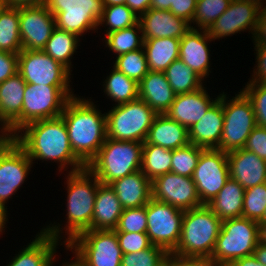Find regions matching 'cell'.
<instances>
[{
    "label": "cell",
    "mask_w": 266,
    "mask_h": 266,
    "mask_svg": "<svg viewBox=\"0 0 266 266\" xmlns=\"http://www.w3.org/2000/svg\"><path fill=\"white\" fill-rule=\"evenodd\" d=\"M223 114L224 126L217 149L229 153L244 148L257 125L251 100L241 89L232 99L223 92Z\"/></svg>",
    "instance_id": "9"
},
{
    "label": "cell",
    "mask_w": 266,
    "mask_h": 266,
    "mask_svg": "<svg viewBox=\"0 0 266 266\" xmlns=\"http://www.w3.org/2000/svg\"><path fill=\"white\" fill-rule=\"evenodd\" d=\"M144 39H181L190 29V24L173 15L169 10L150 8L139 17Z\"/></svg>",
    "instance_id": "23"
},
{
    "label": "cell",
    "mask_w": 266,
    "mask_h": 266,
    "mask_svg": "<svg viewBox=\"0 0 266 266\" xmlns=\"http://www.w3.org/2000/svg\"><path fill=\"white\" fill-rule=\"evenodd\" d=\"M103 6H113L125 4V0H102Z\"/></svg>",
    "instance_id": "61"
},
{
    "label": "cell",
    "mask_w": 266,
    "mask_h": 266,
    "mask_svg": "<svg viewBox=\"0 0 266 266\" xmlns=\"http://www.w3.org/2000/svg\"><path fill=\"white\" fill-rule=\"evenodd\" d=\"M0 136H14L0 121Z\"/></svg>",
    "instance_id": "62"
},
{
    "label": "cell",
    "mask_w": 266,
    "mask_h": 266,
    "mask_svg": "<svg viewBox=\"0 0 266 266\" xmlns=\"http://www.w3.org/2000/svg\"><path fill=\"white\" fill-rule=\"evenodd\" d=\"M220 98H210L206 87L185 94H177L169 110L165 113L170 119L180 123L188 130L204 115L208 109Z\"/></svg>",
    "instance_id": "19"
},
{
    "label": "cell",
    "mask_w": 266,
    "mask_h": 266,
    "mask_svg": "<svg viewBox=\"0 0 266 266\" xmlns=\"http://www.w3.org/2000/svg\"><path fill=\"white\" fill-rule=\"evenodd\" d=\"M244 149L252 151L266 161V127L256 125L248 136Z\"/></svg>",
    "instance_id": "47"
},
{
    "label": "cell",
    "mask_w": 266,
    "mask_h": 266,
    "mask_svg": "<svg viewBox=\"0 0 266 266\" xmlns=\"http://www.w3.org/2000/svg\"><path fill=\"white\" fill-rule=\"evenodd\" d=\"M0 50L14 54L22 51L19 8L7 7L0 14Z\"/></svg>",
    "instance_id": "36"
},
{
    "label": "cell",
    "mask_w": 266,
    "mask_h": 266,
    "mask_svg": "<svg viewBox=\"0 0 266 266\" xmlns=\"http://www.w3.org/2000/svg\"><path fill=\"white\" fill-rule=\"evenodd\" d=\"M106 114L107 138L145 142L157 113L142 99L114 105Z\"/></svg>",
    "instance_id": "7"
},
{
    "label": "cell",
    "mask_w": 266,
    "mask_h": 266,
    "mask_svg": "<svg viewBox=\"0 0 266 266\" xmlns=\"http://www.w3.org/2000/svg\"><path fill=\"white\" fill-rule=\"evenodd\" d=\"M115 59L113 67L138 83L149 71L143 48L116 56Z\"/></svg>",
    "instance_id": "40"
},
{
    "label": "cell",
    "mask_w": 266,
    "mask_h": 266,
    "mask_svg": "<svg viewBox=\"0 0 266 266\" xmlns=\"http://www.w3.org/2000/svg\"><path fill=\"white\" fill-rule=\"evenodd\" d=\"M123 209L145 206L152 198L151 181L141 170L111 182Z\"/></svg>",
    "instance_id": "25"
},
{
    "label": "cell",
    "mask_w": 266,
    "mask_h": 266,
    "mask_svg": "<svg viewBox=\"0 0 266 266\" xmlns=\"http://www.w3.org/2000/svg\"><path fill=\"white\" fill-rule=\"evenodd\" d=\"M6 221L8 222L7 216H5L2 211L0 210V235L3 233L5 230L4 228L6 227Z\"/></svg>",
    "instance_id": "60"
},
{
    "label": "cell",
    "mask_w": 266,
    "mask_h": 266,
    "mask_svg": "<svg viewBox=\"0 0 266 266\" xmlns=\"http://www.w3.org/2000/svg\"><path fill=\"white\" fill-rule=\"evenodd\" d=\"M258 243V222L243 217L223 220L210 260L216 266H229L253 255Z\"/></svg>",
    "instance_id": "6"
},
{
    "label": "cell",
    "mask_w": 266,
    "mask_h": 266,
    "mask_svg": "<svg viewBox=\"0 0 266 266\" xmlns=\"http://www.w3.org/2000/svg\"><path fill=\"white\" fill-rule=\"evenodd\" d=\"M146 142L175 150L190 143L189 131L166 114H157L149 128Z\"/></svg>",
    "instance_id": "28"
},
{
    "label": "cell",
    "mask_w": 266,
    "mask_h": 266,
    "mask_svg": "<svg viewBox=\"0 0 266 266\" xmlns=\"http://www.w3.org/2000/svg\"><path fill=\"white\" fill-rule=\"evenodd\" d=\"M26 82L17 72L0 83V121L15 135L21 129V112Z\"/></svg>",
    "instance_id": "20"
},
{
    "label": "cell",
    "mask_w": 266,
    "mask_h": 266,
    "mask_svg": "<svg viewBox=\"0 0 266 266\" xmlns=\"http://www.w3.org/2000/svg\"><path fill=\"white\" fill-rule=\"evenodd\" d=\"M173 0H151V8L158 10H169Z\"/></svg>",
    "instance_id": "57"
},
{
    "label": "cell",
    "mask_w": 266,
    "mask_h": 266,
    "mask_svg": "<svg viewBox=\"0 0 266 266\" xmlns=\"http://www.w3.org/2000/svg\"><path fill=\"white\" fill-rule=\"evenodd\" d=\"M213 39L206 30L191 28L180 39L179 59L203 79L209 76L210 71V49L208 42Z\"/></svg>",
    "instance_id": "21"
},
{
    "label": "cell",
    "mask_w": 266,
    "mask_h": 266,
    "mask_svg": "<svg viewBox=\"0 0 266 266\" xmlns=\"http://www.w3.org/2000/svg\"><path fill=\"white\" fill-rule=\"evenodd\" d=\"M253 255L259 262L266 266V245L258 243Z\"/></svg>",
    "instance_id": "56"
},
{
    "label": "cell",
    "mask_w": 266,
    "mask_h": 266,
    "mask_svg": "<svg viewBox=\"0 0 266 266\" xmlns=\"http://www.w3.org/2000/svg\"><path fill=\"white\" fill-rule=\"evenodd\" d=\"M172 150L164 147L143 143L141 171L150 180L171 172Z\"/></svg>",
    "instance_id": "34"
},
{
    "label": "cell",
    "mask_w": 266,
    "mask_h": 266,
    "mask_svg": "<svg viewBox=\"0 0 266 266\" xmlns=\"http://www.w3.org/2000/svg\"><path fill=\"white\" fill-rule=\"evenodd\" d=\"M79 42L80 37L76 34L55 27L43 51L71 72V59L80 46Z\"/></svg>",
    "instance_id": "32"
},
{
    "label": "cell",
    "mask_w": 266,
    "mask_h": 266,
    "mask_svg": "<svg viewBox=\"0 0 266 266\" xmlns=\"http://www.w3.org/2000/svg\"><path fill=\"white\" fill-rule=\"evenodd\" d=\"M138 22L139 17L126 4L104 6L102 16L99 18L97 29L104 26V31L107 35L116 30L131 27Z\"/></svg>",
    "instance_id": "38"
},
{
    "label": "cell",
    "mask_w": 266,
    "mask_h": 266,
    "mask_svg": "<svg viewBox=\"0 0 266 266\" xmlns=\"http://www.w3.org/2000/svg\"><path fill=\"white\" fill-rule=\"evenodd\" d=\"M62 266H79V265L74 260H70L62 263Z\"/></svg>",
    "instance_id": "64"
},
{
    "label": "cell",
    "mask_w": 266,
    "mask_h": 266,
    "mask_svg": "<svg viewBox=\"0 0 266 266\" xmlns=\"http://www.w3.org/2000/svg\"><path fill=\"white\" fill-rule=\"evenodd\" d=\"M231 2L232 0H197L192 21L193 26H196L191 28L207 30L227 10Z\"/></svg>",
    "instance_id": "39"
},
{
    "label": "cell",
    "mask_w": 266,
    "mask_h": 266,
    "mask_svg": "<svg viewBox=\"0 0 266 266\" xmlns=\"http://www.w3.org/2000/svg\"><path fill=\"white\" fill-rule=\"evenodd\" d=\"M229 266H265L259 262L254 255L239 258L233 261Z\"/></svg>",
    "instance_id": "55"
},
{
    "label": "cell",
    "mask_w": 266,
    "mask_h": 266,
    "mask_svg": "<svg viewBox=\"0 0 266 266\" xmlns=\"http://www.w3.org/2000/svg\"><path fill=\"white\" fill-rule=\"evenodd\" d=\"M252 41L254 45L266 44V6L260 10Z\"/></svg>",
    "instance_id": "52"
},
{
    "label": "cell",
    "mask_w": 266,
    "mask_h": 266,
    "mask_svg": "<svg viewBox=\"0 0 266 266\" xmlns=\"http://www.w3.org/2000/svg\"><path fill=\"white\" fill-rule=\"evenodd\" d=\"M229 175L244 189L266 183V161L247 149L227 153Z\"/></svg>",
    "instance_id": "22"
},
{
    "label": "cell",
    "mask_w": 266,
    "mask_h": 266,
    "mask_svg": "<svg viewBox=\"0 0 266 266\" xmlns=\"http://www.w3.org/2000/svg\"><path fill=\"white\" fill-rule=\"evenodd\" d=\"M65 247L79 266H121L123 253L114 230H86Z\"/></svg>",
    "instance_id": "8"
},
{
    "label": "cell",
    "mask_w": 266,
    "mask_h": 266,
    "mask_svg": "<svg viewBox=\"0 0 266 266\" xmlns=\"http://www.w3.org/2000/svg\"><path fill=\"white\" fill-rule=\"evenodd\" d=\"M166 264L168 266H216L207 258H184L171 253L168 256Z\"/></svg>",
    "instance_id": "51"
},
{
    "label": "cell",
    "mask_w": 266,
    "mask_h": 266,
    "mask_svg": "<svg viewBox=\"0 0 266 266\" xmlns=\"http://www.w3.org/2000/svg\"><path fill=\"white\" fill-rule=\"evenodd\" d=\"M221 224L222 221L207 205L184 211L179 244L171 254L210 259Z\"/></svg>",
    "instance_id": "4"
},
{
    "label": "cell",
    "mask_w": 266,
    "mask_h": 266,
    "mask_svg": "<svg viewBox=\"0 0 266 266\" xmlns=\"http://www.w3.org/2000/svg\"><path fill=\"white\" fill-rule=\"evenodd\" d=\"M6 0H0V14L7 8Z\"/></svg>",
    "instance_id": "63"
},
{
    "label": "cell",
    "mask_w": 266,
    "mask_h": 266,
    "mask_svg": "<svg viewBox=\"0 0 266 266\" xmlns=\"http://www.w3.org/2000/svg\"><path fill=\"white\" fill-rule=\"evenodd\" d=\"M111 70L102 85L105 95L107 94V97L111 98L115 105L128 103L139 98L138 82L114 67Z\"/></svg>",
    "instance_id": "33"
},
{
    "label": "cell",
    "mask_w": 266,
    "mask_h": 266,
    "mask_svg": "<svg viewBox=\"0 0 266 266\" xmlns=\"http://www.w3.org/2000/svg\"><path fill=\"white\" fill-rule=\"evenodd\" d=\"M22 50H43L56 27L55 17L47 6L19 7Z\"/></svg>",
    "instance_id": "18"
},
{
    "label": "cell",
    "mask_w": 266,
    "mask_h": 266,
    "mask_svg": "<svg viewBox=\"0 0 266 266\" xmlns=\"http://www.w3.org/2000/svg\"><path fill=\"white\" fill-rule=\"evenodd\" d=\"M123 254L145 250L152 244L147 233L116 232Z\"/></svg>",
    "instance_id": "46"
},
{
    "label": "cell",
    "mask_w": 266,
    "mask_h": 266,
    "mask_svg": "<svg viewBox=\"0 0 266 266\" xmlns=\"http://www.w3.org/2000/svg\"><path fill=\"white\" fill-rule=\"evenodd\" d=\"M261 6L245 0H232L227 10L206 30L213 40L229 37L242 31L254 36Z\"/></svg>",
    "instance_id": "17"
},
{
    "label": "cell",
    "mask_w": 266,
    "mask_h": 266,
    "mask_svg": "<svg viewBox=\"0 0 266 266\" xmlns=\"http://www.w3.org/2000/svg\"><path fill=\"white\" fill-rule=\"evenodd\" d=\"M242 91L252 102L256 124L266 127V83L248 81Z\"/></svg>",
    "instance_id": "45"
},
{
    "label": "cell",
    "mask_w": 266,
    "mask_h": 266,
    "mask_svg": "<svg viewBox=\"0 0 266 266\" xmlns=\"http://www.w3.org/2000/svg\"><path fill=\"white\" fill-rule=\"evenodd\" d=\"M33 163L13 140L0 154V210L8 217L6 204L30 174Z\"/></svg>",
    "instance_id": "15"
},
{
    "label": "cell",
    "mask_w": 266,
    "mask_h": 266,
    "mask_svg": "<svg viewBox=\"0 0 266 266\" xmlns=\"http://www.w3.org/2000/svg\"><path fill=\"white\" fill-rule=\"evenodd\" d=\"M266 207V183L245 189L242 217L259 222Z\"/></svg>",
    "instance_id": "42"
},
{
    "label": "cell",
    "mask_w": 266,
    "mask_h": 266,
    "mask_svg": "<svg viewBox=\"0 0 266 266\" xmlns=\"http://www.w3.org/2000/svg\"><path fill=\"white\" fill-rule=\"evenodd\" d=\"M203 150L204 148L192 143L172 150L171 172L185 177H192Z\"/></svg>",
    "instance_id": "41"
},
{
    "label": "cell",
    "mask_w": 266,
    "mask_h": 266,
    "mask_svg": "<svg viewBox=\"0 0 266 266\" xmlns=\"http://www.w3.org/2000/svg\"><path fill=\"white\" fill-rule=\"evenodd\" d=\"M223 126V93H221L220 98L208 109L204 117L188 130L189 141L204 149H217Z\"/></svg>",
    "instance_id": "24"
},
{
    "label": "cell",
    "mask_w": 266,
    "mask_h": 266,
    "mask_svg": "<svg viewBox=\"0 0 266 266\" xmlns=\"http://www.w3.org/2000/svg\"><path fill=\"white\" fill-rule=\"evenodd\" d=\"M229 178L227 153L204 149L192 176L201 203L211 202Z\"/></svg>",
    "instance_id": "14"
},
{
    "label": "cell",
    "mask_w": 266,
    "mask_h": 266,
    "mask_svg": "<svg viewBox=\"0 0 266 266\" xmlns=\"http://www.w3.org/2000/svg\"><path fill=\"white\" fill-rule=\"evenodd\" d=\"M259 243L266 245V221L258 222Z\"/></svg>",
    "instance_id": "58"
},
{
    "label": "cell",
    "mask_w": 266,
    "mask_h": 266,
    "mask_svg": "<svg viewBox=\"0 0 266 266\" xmlns=\"http://www.w3.org/2000/svg\"><path fill=\"white\" fill-rule=\"evenodd\" d=\"M18 73L26 83L70 87L71 72L43 50H22L18 54Z\"/></svg>",
    "instance_id": "13"
},
{
    "label": "cell",
    "mask_w": 266,
    "mask_h": 266,
    "mask_svg": "<svg viewBox=\"0 0 266 266\" xmlns=\"http://www.w3.org/2000/svg\"><path fill=\"white\" fill-rule=\"evenodd\" d=\"M66 179L68 193L66 205L67 224H65L66 226L64 228H60L61 224L54 222L41 229L45 234L58 241H61L63 238L61 234L65 230L67 238L65 237L64 243L61 241V245L65 246L77 235L86 230H90L96 191L101 184L87 167L77 172H68Z\"/></svg>",
    "instance_id": "3"
},
{
    "label": "cell",
    "mask_w": 266,
    "mask_h": 266,
    "mask_svg": "<svg viewBox=\"0 0 266 266\" xmlns=\"http://www.w3.org/2000/svg\"><path fill=\"white\" fill-rule=\"evenodd\" d=\"M14 140V136H0V154Z\"/></svg>",
    "instance_id": "59"
},
{
    "label": "cell",
    "mask_w": 266,
    "mask_h": 266,
    "mask_svg": "<svg viewBox=\"0 0 266 266\" xmlns=\"http://www.w3.org/2000/svg\"><path fill=\"white\" fill-rule=\"evenodd\" d=\"M147 235L152 245L169 254L179 244L184 211L153 198L146 204Z\"/></svg>",
    "instance_id": "12"
},
{
    "label": "cell",
    "mask_w": 266,
    "mask_h": 266,
    "mask_svg": "<svg viewBox=\"0 0 266 266\" xmlns=\"http://www.w3.org/2000/svg\"><path fill=\"white\" fill-rule=\"evenodd\" d=\"M125 4L138 16L151 8V0H125Z\"/></svg>",
    "instance_id": "53"
},
{
    "label": "cell",
    "mask_w": 266,
    "mask_h": 266,
    "mask_svg": "<svg viewBox=\"0 0 266 266\" xmlns=\"http://www.w3.org/2000/svg\"><path fill=\"white\" fill-rule=\"evenodd\" d=\"M59 242L40 230L35 239L15 254L6 266H54Z\"/></svg>",
    "instance_id": "27"
},
{
    "label": "cell",
    "mask_w": 266,
    "mask_h": 266,
    "mask_svg": "<svg viewBox=\"0 0 266 266\" xmlns=\"http://www.w3.org/2000/svg\"><path fill=\"white\" fill-rule=\"evenodd\" d=\"M123 207L110 185L100 184L96 191L90 230H114Z\"/></svg>",
    "instance_id": "29"
},
{
    "label": "cell",
    "mask_w": 266,
    "mask_h": 266,
    "mask_svg": "<svg viewBox=\"0 0 266 266\" xmlns=\"http://www.w3.org/2000/svg\"><path fill=\"white\" fill-rule=\"evenodd\" d=\"M164 73L176 95L191 93L204 87V79L189 68L181 59L175 60Z\"/></svg>",
    "instance_id": "35"
},
{
    "label": "cell",
    "mask_w": 266,
    "mask_h": 266,
    "mask_svg": "<svg viewBox=\"0 0 266 266\" xmlns=\"http://www.w3.org/2000/svg\"><path fill=\"white\" fill-rule=\"evenodd\" d=\"M197 0H173L169 11L187 21L192 25L193 17L196 11Z\"/></svg>",
    "instance_id": "48"
},
{
    "label": "cell",
    "mask_w": 266,
    "mask_h": 266,
    "mask_svg": "<svg viewBox=\"0 0 266 266\" xmlns=\"http://www.w3.org/2000/svg\"><path fill=\"white\" fill-rule=\"evenodd\" d=\"M245 189L229 178L216 197L207 206L221 220L240 218L243 211Z\"/></svg>",
    "instance_id": "30"
},
{
    "label": "cell",
    "mask_w": 266,
    "mask_h": 266,
    "mask_svg": "<svg viewBox=\"0 0 266 266\" xmlns=\"http://www.w3.org/2000/svg\"><path fill=\"white\" fill-rule=\"evenodd\" d=\"M18 72V54L0 50V83Z\"/></svg>",
    "instance_id": "49"
},
{
    "label": "cell",
    "mask_w": 266,
    "mask_h": 266,
    "mask_svg": "<svg viewBox=\"0 0 266 266\" xmlns=\"http://www.w3.org/2000/svg\"><path fill=\"white\" fill-rule=\"evenodd\" d=\"M168 256L162 247L151 245L142 251L123 254L121 266H165Z\"/></svg>",
    "instance_id": "43"
},
{
    "label": "cell",
    "mask_w": 266,
    "mask_h": 266,
    "mask_svg": "<svg viewBox=\"0 0 266 266\" xmlns=\"http://www.w3.org/2000/svg\"><path fill=\"white\" fill-rule=\"evenodd\" d=\"M91 99L70 98L61 114L75 156L87 167L107 139L106 114Z\"/></svg>",
    "instance_id": "2"
},
{
    "label": "cell",
    "mask_w": 266,
    "mask_h": 266,
    "mask_svg": "<svg viewBox=\"0 0 266 266\" xmlns=\"http://www.w3.org/2000/svg\"><path fill=\"white\" fill-rule=\"evenodd\" d=\"M76 96L70 87L26 83L21 129L29 123L61 116L67 101Z\"/></svg>",
    "instance_id": "11"
},
{
    "label": "cell",
    "mask_w": 266,
    "mask_h": 266,
    "mask_svg": "<svg viewBox=\"0 0 266 266\" xmlns=\"http://www.w3.org/2000/svg\"><path fill=\"white\" fill-rule=\"evenodd\" d=\"M256 66L249 81L266 83V44L255 45Z\"/></svg>",
    "instance_id": "50"
},
{
    "label": "cell",
    "mask_w": 266,
    "mask_h": 266,
    "mask_svg": "<svg viewBox=\"0 0 266 266\" xmlns=\"http://www.w3.org/2000/svg\"><path fill=\"white\" fill-rule=\"evenodd\" d=\"M46 0H6L8 7H30L44 5Z\"/></svg>",
    "instance_id": "54"
},
{
    "label": "cell",
    "mask_w": 266,
    "mask_h": 266,
    "mask_svg": "<svg viewBox=\"0 0 266 266\" xmlns=\"http://www.w3.org/2000/svg\"><path fill=\"white\" fill-rule=\"evenodd\" d=\"M265 221H266V207H265V210H264L263 218L259 222H265Z\"/></svg>",
    "instance_id": "66"
},
{
    "label": "cell",
    "mask_w": 266,
    "mask_h": 266,
    "mask_svg": "<svg viewBox=\"0 0 266 266\" xmlns=\"http://www.w3.org/2000/svg\"><path fill=\"white\" fill-rule=\"evenodd\" d=\"M14 141L33 164L35 160H50L59 164V172L71 167L69 173L86 168L72 150L67 127L61 116L27 124L14 135Z\"/></svg>",
    "instance_id": "1"
},
{
    "label": "cell",
    "mask_w": 266,
    "mask_h": 266,
    "mask_svg": "<svg viewBox=\"0 0 266 266\" xmlns=\"http://www.w3.org/2000/svg\"><path fill=\"white\" fill-rule=\"evenodd\" d=\"M142 148L143 142L107 138L87 168L101 184L109 185L117 179L141 170Z\"/></svg>",
    "instance_id": "5"
},
{
    "label": "cell",
    "mask_w": 266,
    "mask_h": 266,
    "mask_svg": "<svg viewBox=\"0 0 266 266\" xmlns=\"http://www.w3.org/2000/svg\"><path fill=\"white\" fill-rule=\"evenodd\" d=\"M152 198L187 211L202 206L192 177L166 173L151 181Z\"/></svg>",
    "instance_id": "16"
},
{
    "label": "cell",
    "mask_w": 266,
    "mask_h": 266,
    "mask_svg": "<svg viewBox=\"0 0 266 266\" xmlns=\"http://www.w3.org/2000/svg\"><path fill=\"white\" fill-rule=\"evenodd\" d=\"M138 86L139 98L145 101L157 114H165L176 96L164 72L149 70L138 83Z\"/></svg>",
    "instance_id": "26"
},
{
    "label": "cell",
    "mask_w": 266,
    "mask_h": 266,
    "mask_svg": "<svg viewBox=\"0 0 266 266\" xmlns=\"http://www.w3.org/2000/svg\"><path fill=\"white\" fill-rule=\"evenodd\" d=\"M147 223L146 205L138 208H127L123 209L114 231L146 233Z\"/></svg>",
    "instance_id": "44"
},
{
    "label": "cell",
    "mask_w": 266,
    "mask_h": 266,
    "mask_svg": "<svg viewBox=\"0 0 266 266\" xmlns=\"http://www.w3.org/2000/svg\"><path fill=\"white\" fill-rule=\"evenodd\" d=\"M45 5L54 15L57 28L78 37L98 30L104 7L102 0H46Z\"/></svg>",
    "instance_id": "10"
},
{
    "label": "cell",
    "mask_w": 266,
    "mask_h": 266,
    "mask_svg": "<svg viewBox=\"0 0 266 266\" xmlns=\"http://www.w3.org/2000/svg\"><path fill=\"white\" fill-rule=\"evenodd\" d=\"M245 1H251L254 3H257L258 5H260L262 8L264 7V5L266 6V2L264 3V0H245ZM266 1V0H265ZM264 4V5H263Z\"/></svg>",
    "instance_id": "65"
},
{
    "label": "cell",
    "mask_w": 266,
    "mask_h": 266,
    "mask_svg": "<svg viewBox=\"0 0 266 266\" xmlns=\"http://www.w3.org/2000/svg\"><path fill=\"white\" fill-rule=\"evenodd\" d=\"M105 46L119 56L143 48L144 38L141 24L110 32L105 36Z\"/></svg>",
    "instance_id": "37"
},
{
    "label": "cell",
    "mask_w": 266,
    "mask_h": 266,
    "mask_svg": "<svg viewBox=\"0 0 266 266\" xmlns=\"http://www.w3.org/2000/svg\"><path fill=\"white\" fill-rule=\"evenodd\" d=\"M143 49L148 69L164 72L175 60L179 59L180 39H144Z\"/></svg>",
    "instance_id": "31"
}]
</instances>
